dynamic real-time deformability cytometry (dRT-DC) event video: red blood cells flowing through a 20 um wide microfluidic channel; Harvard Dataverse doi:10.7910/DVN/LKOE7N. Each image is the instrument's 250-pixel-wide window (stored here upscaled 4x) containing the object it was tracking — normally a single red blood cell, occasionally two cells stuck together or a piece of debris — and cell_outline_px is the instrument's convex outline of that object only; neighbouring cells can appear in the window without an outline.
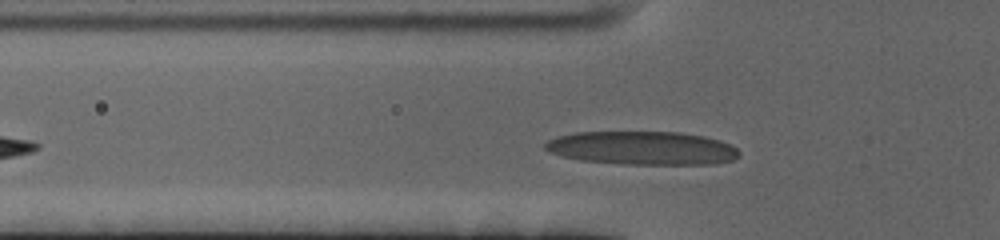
{"species": "human", "species_latin": "Homo sapiens", "temperature_condition": "cold", "stored_images_in_passage": 40, "camera_frame_rate_fps": 3000, "um_per_image_px": 0.085, "donor": {"sex": "female"}, "frame": {"image": 1, "passage_image": 8, "time_ms": 2.333, "image_size_px": [1000, 240], "cell_outline_px": [[740, 156], [732, 160], [712, 164], [624, 164], [580, 160], [564, 156], [552, 152], [544, 148], [544, 144], [548, 140], [556, 136], [576, 132], [680, 132], [704, 136], [720, 140], [736, 148], [740, 152]], "centroid_in_image_um": [54.6, 12.58], "position_along_channel_um": 71.2, "area_um2": 37.8}}
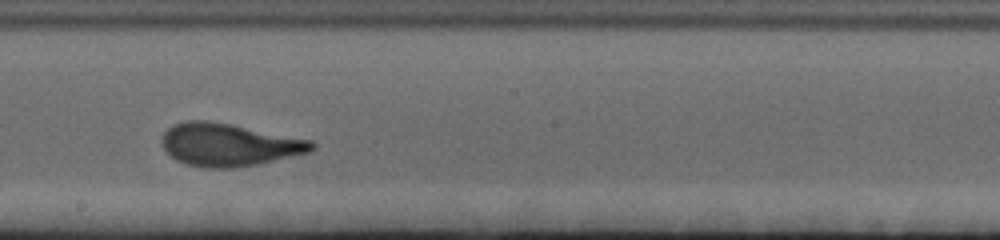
{"frame": {"image": 2, "passage_image": 22, "time_ms": 7.0, "image_size_px": [1000, 240], "cell_outline_px": [[316, 148], [308, 152], [256, 164], [232, 168], [204, 168], [188, 164], [176, 160], [164, 148], [160, 140], [164, 132], [172, 124], [188, 120], [208, 120], [232, 124], [312, 140], [316, 144]], "centroid_in_image_um": [19.43, 12.28], "position_along_channel_um": 228.8, "area_um2": 37.22}}
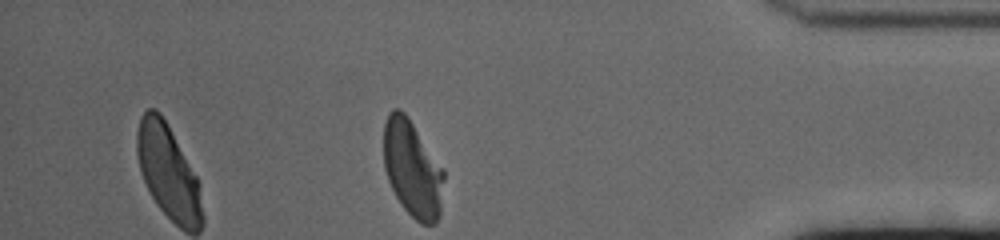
{"frame": {"image": 3, "passage_image": 40, "time_ms": 13.0, "image_size_px": [1000, 240], "cell_outline_px": [[444, 180], [440, 216], [436, 224], [420, 224], [404, 208], [396, 196], [388, 180], [384, 168], [384, 124], [388, 112], [392, 108], [400, 108], [404, 112], [444, 168]], "centroid_in_image_um": [35.06, 14.35], "position_along_channel_um": 400.1, "area_um2": 34.04}, "authors_computed_cell_mechanics": {"area_um2": 35.9227, "velocity_mm_per_s": 3.384, "shape_relaxation_time_tau1_ms": 4.6693, "shape_relaxation_time_tau2_ms": 0.9027, "deformation_change_tau1": 0.216, "deformation_change_tau2": 0.075}}